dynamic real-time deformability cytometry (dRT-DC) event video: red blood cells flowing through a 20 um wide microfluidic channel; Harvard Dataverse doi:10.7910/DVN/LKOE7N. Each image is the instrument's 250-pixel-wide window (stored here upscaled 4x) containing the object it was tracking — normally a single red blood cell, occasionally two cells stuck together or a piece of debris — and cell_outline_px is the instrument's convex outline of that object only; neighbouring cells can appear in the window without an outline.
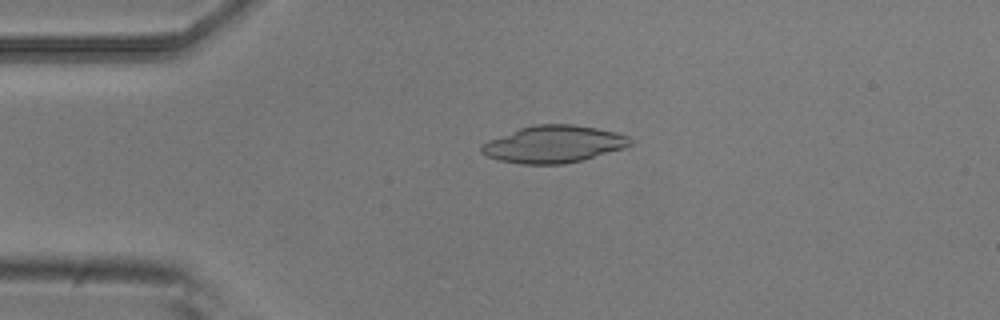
{"species": "common noctule bat (a hibernating species)", "species_latin": "Nyctalus noctula", "temperature_condition": "room temperature", "stored_images_in_passage": 5, "camera_frame_rate_fps": 3000, "um_per_image_px": 0.085, "animal": {"sex": "male", "body_mass_g": 20.5, "forearm_length_mm": 52.5}, "frame": {"image": 1, "passage_image": 3, "time_ms": 0.667, "image_size_px": [1000, 320], "cell_outline_px": [[632, 144], [624, 148], [584, 160], [564, 164], [520, 164], [500, 160], [488, 156], [480, 152], [480, 144], [488, 140], [520, 128], [532, 124], [572, 124], [596, 128], [616, 132], [628, 136], [632, 140]], "centroid_in_image_um": [47.06, 12.26], "position_along_channel_um": 37.9, "area_um2": 32.31}}